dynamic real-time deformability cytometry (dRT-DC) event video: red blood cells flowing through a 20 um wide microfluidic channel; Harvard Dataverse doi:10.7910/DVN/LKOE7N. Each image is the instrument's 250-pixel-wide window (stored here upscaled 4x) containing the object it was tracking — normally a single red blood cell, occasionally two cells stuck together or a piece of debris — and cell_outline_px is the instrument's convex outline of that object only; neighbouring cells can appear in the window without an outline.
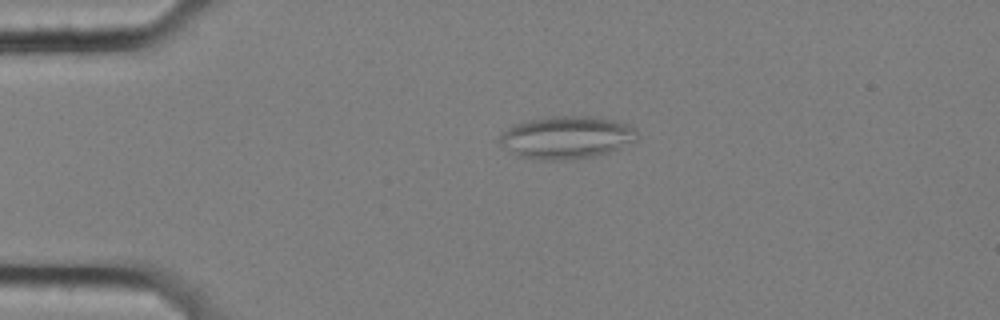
{"species": "common noctule bat (a hibernating species)", "species_latin": "Nyctalus noctula", "temperature_condition": "cold", "stored_images_in_passage": 52, "segment_of_instrument_passage": [1, 2], "camera_frame_rate_fps": 3000, "um_per_image_px": 0.085, "animal": {"sex": "female", "body_mass_g": 25.1}, "frame": {"image": 1, "passage_image": 7, "time_ms": 2.0, "image_size_px": [1000, 320], "cell_outline_px": [[636, 140], [608, 152], [592, 156], [568, 160], [540, 160], [516, 156], [500, 144], [500, 132], [512, 124], [552, 116], [592, 116], [612, 120], [628, 124], [636, 128]], "centroid_in_image_um": [48.1, 11.68], "position_along_channel_um": 36.9, "area_um2": 34.1}}